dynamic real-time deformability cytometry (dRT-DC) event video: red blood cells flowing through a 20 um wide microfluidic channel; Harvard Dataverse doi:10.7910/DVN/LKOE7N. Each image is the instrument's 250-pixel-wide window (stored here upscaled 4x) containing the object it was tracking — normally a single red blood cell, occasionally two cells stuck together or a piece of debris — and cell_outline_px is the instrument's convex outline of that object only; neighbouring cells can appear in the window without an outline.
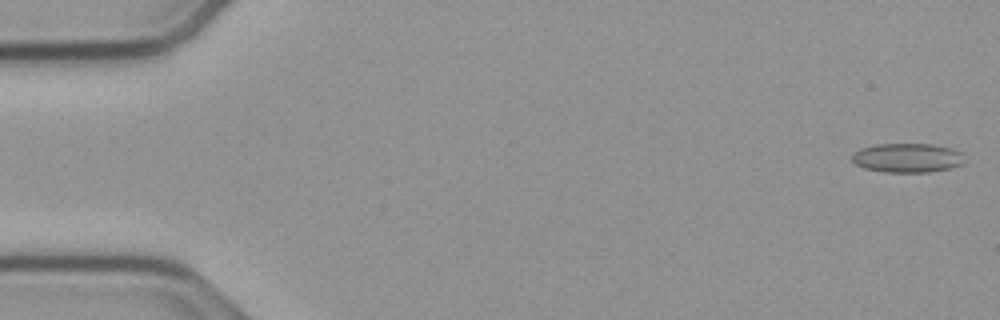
{"species": "common noctule bat (a hibernating species)", "species_latin": "Nyctalus noctula", "temperature_condition": "cold", "stored_images_in_passage": 54, "camera_frame_rate_fps": 3000, "um_per_image_px": 0.085, "animal": {"sex": "male", "body_mass_g": 23.1, "forearm_length_mm": 52.7}, "frame": {"image": 1, "passage_image": 1, "time_ms": 0.0, "image_size_px": [1000, 320], "cell_outline_px": [[964, 164], [952, 168], [928, 172], [884, 172], [864, 168], [856, 164], [852, 160], [852, 156], [860, 148], [876, 144], [932, 144], [952, 148], [960, 152]], "centroid_in_image_um": [77.13, 13.42], "position_along_channel_um": 7.9, "area_um2": 19.13}}
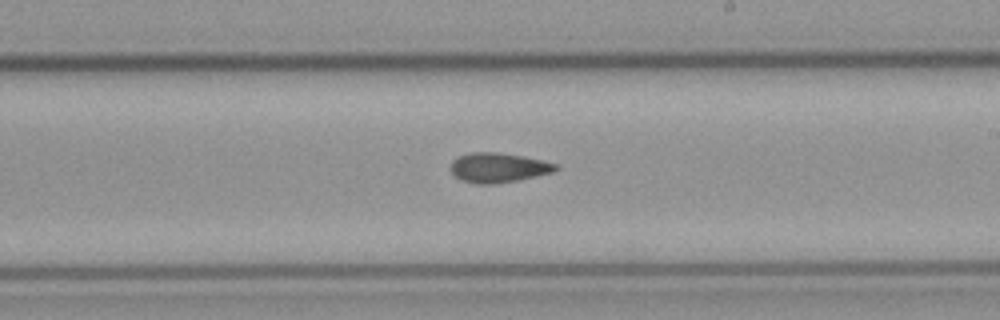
{"frame": {"image": 2, "passage_image": 31, "time_ms": 10.0, "image_size_px": [1000, 320], "cell_outline_px": [[560, 168], [552, 172], [520, 180], [496, 184], [476, 184], [460, 180], [452, 176], [448, 168], [452, 160], [460, 156], [472, 152], [496, 152], [520, 156], [540, 160], [556, 164]], "centroid_in_image_um": [42.28, 14.27], "position_along_channel_um": 246.7, "area_um2": 18.32}}
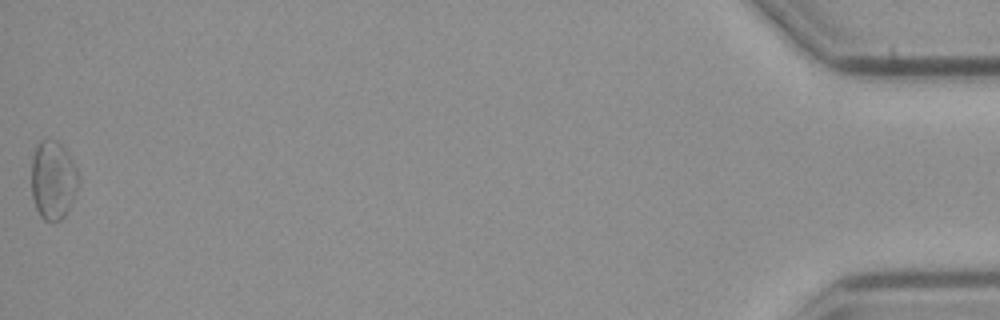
{"frame": {"image": 3, "passage_image": 54, "time_ms": 17.667, "image_size_px": [1000, 320], "cell_outline_px": [[80, 180], [76, 192], [64, 216], [60, 220], [52, 224], [44, 220], [40, 216], [36, 208], [32, 196], [32, 156], [40, 140], [48, 136], [56, 140], [68, 152], [80, 176]], "centroid_in_image_um": [4.51, 15.29], "position_along_channel_um": 430.7, "area_um2": 21.91}, "authors_computed_cell_mechanics": {"area_um2": 18.6694, "velocity_mm_per_s": 3.7806, "shape_relaxation_time_tau1_ms": null, "shape_relaxation_time_tau2_ms": 11.0409, "deformation_change_tau1": null, "deformation_change_tau2": 0.1744}}